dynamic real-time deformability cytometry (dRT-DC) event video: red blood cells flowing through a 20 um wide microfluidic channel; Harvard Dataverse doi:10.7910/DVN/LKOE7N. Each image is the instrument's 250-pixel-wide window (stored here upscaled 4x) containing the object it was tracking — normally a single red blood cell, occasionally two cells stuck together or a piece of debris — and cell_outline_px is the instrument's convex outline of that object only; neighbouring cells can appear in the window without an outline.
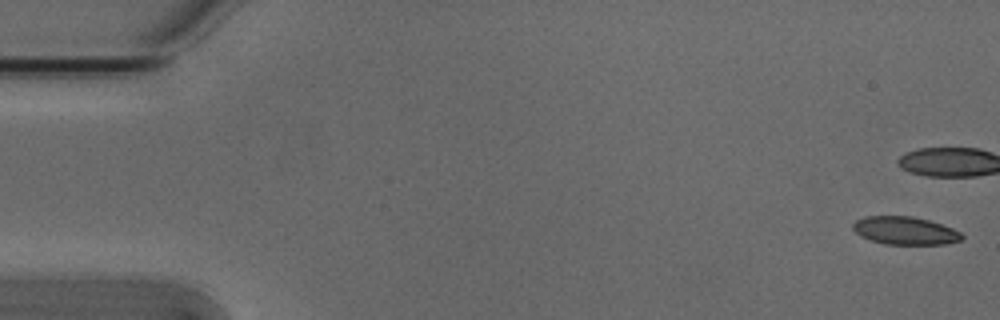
{"species": "Egyptian fruit bat (a non-hibernating species)", "species_latin": "Rousettus aegyptiacus", "temperature_condition": "cold", "stored_images_in_passage": 6, "camera_frame_rate_fps": 3000, "um_per_image_px": 0.085, "animal": {"sex": "male"}, "frame": {"image": 1, "passage_image": 1, "time_ms": 0.0, "image_size_px": [1000, 320], "cell_outline_px": [[964, 236], [960, 240], [944, 244], [884, 244], [860, 236], [852, 228], [852, 224], [856, 220], [864, 216], [912, 216], [928, 220], [952, 228], [960, 232]], "centroid_in_image_um": [76.9, 19.6], "position_along_channel_um": 8.1, "area_um2": 17.63}}
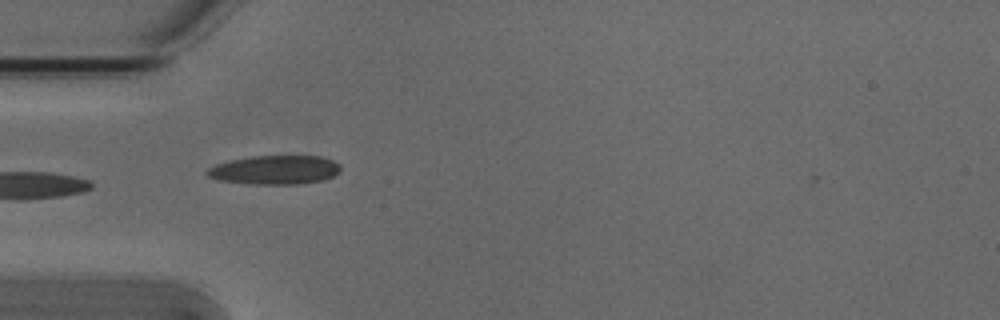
{"frame": {"image": 2, "passage_image": 5, "time_ms": 1.333, "image_size_px": [1000, 320], "cell_outline_px": [[340, 172], [324, 180], [300, 184], [248, 184], [220, 180], [208, 176], [204, 172], [208, 168], [216, 164], [232, 160], [252, 156], [320, 156], [332, 160], [340, 164]], "centroid_in_image_um": [23.38, 14.44], "position_along_channel_um": 61.6, "area_um2": 22.54}}
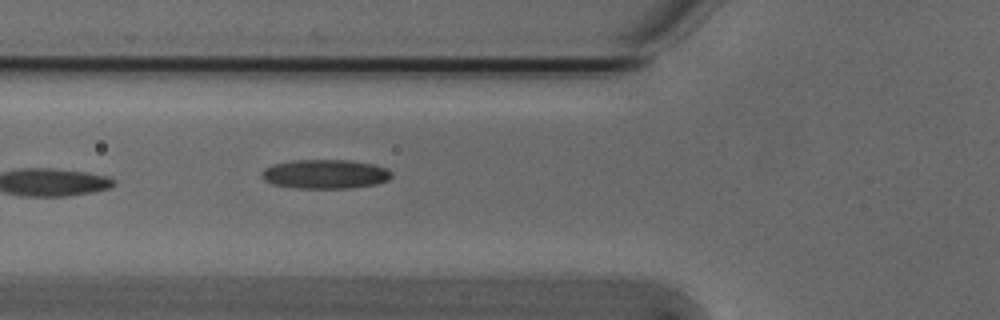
{"frame": {"image": 3, "passage_image": 6, "time_ms": 1.667, "image_size_px": [1000, 320], "cell_outline_px": [[392, 176], [388, 180], [376, 184], [352, 188], [296, 188], [272, 184], [264, 180], [260, 176], [264, 168], [272, 164], [292, 160], [352, 160], [372, 164], [388, 168], [392, 172]], "centroid_in_image_um": [27.64, 14.79], "position_along_channel_um": 98.2, "area_um2": 22.31}}